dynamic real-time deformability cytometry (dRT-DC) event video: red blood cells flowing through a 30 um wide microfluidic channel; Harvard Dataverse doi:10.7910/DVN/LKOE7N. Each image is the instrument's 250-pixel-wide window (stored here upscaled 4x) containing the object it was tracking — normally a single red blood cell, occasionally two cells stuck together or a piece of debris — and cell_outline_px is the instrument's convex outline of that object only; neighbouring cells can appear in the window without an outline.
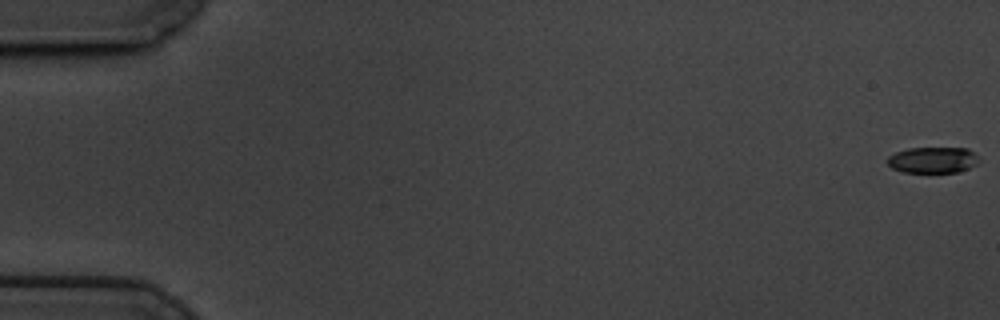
{"species": "common noctule bat (a hibernating species)", "species_latin": "Nyctalus noctula", "temperature_condition": "cold", "stored_images_in_passage": 60, "camera_frame_rate_fps": 3000, "um_per_image_px": 0.085, "animal": {"sex": "male", "body_mass_g": 19.5, "forearm_length_mm": 54.6}, "frame": {"image": 1, "passage_image": 1, "time_ms": 0.0, "image_size_px": [1000, 320], "cell_outline_px": [[980, 160], [976, 164], [968, 168], [956, 172], [904, 172], [892, 168], [888, 164], [888, 156], [896, 152], [908, 148], [968, 148]], "centroid_in_image_um": [79.28, 13.59], "position_along_channel_um": 5.7, "area_um2": 13.76}}
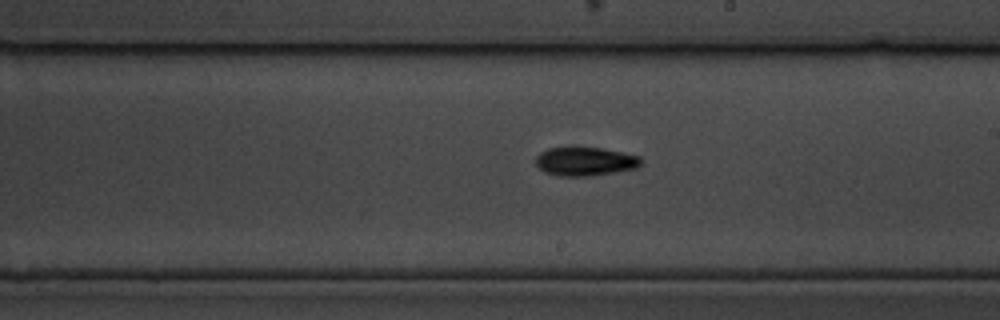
{"frame": {"image": 2, "passage_image": 35, "time_ms": 11.333, "image_size_px": [1000, 320], "cell_outline_px": [[644, 160], [636, 168], [616, 172], [592, 176], [560, 176], [544, 172], [536, 164], [536, 156], [540, 152], [548, 148], [600, 148], [640, 156]], "centroid_in_image_um": [49.74, 13.73], "position_along_channel_um": 239.3, "area_um2": 17.51}}
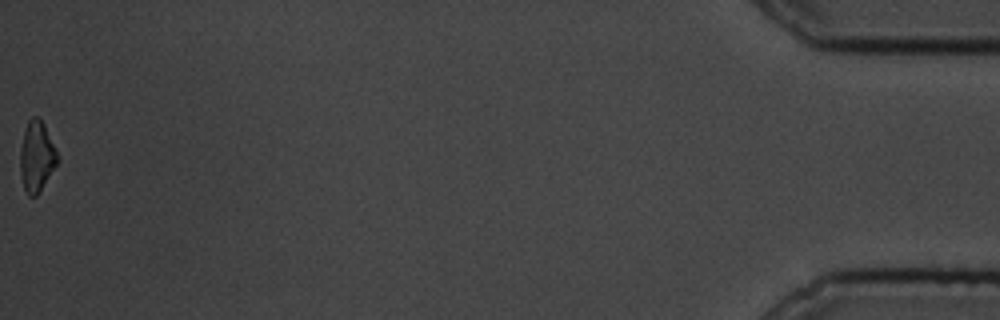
{"frame": {"image": 3, "passage_image": 60, "time_ms": 19.667, "image_size_px": [1000, 320], "cell_outline_px": [[60, 160], [36, 196], [28, 196], [24, 188], [20, 172], [20, 148], [24, 132], [28, 120], [32, 116], [40, 116], [44, 124]], "centroid_in_image_um": [3.11, 13.28], "position_along_channel_um": 432.1, "area_um2": 15.26}, "authors_computed_cell_mechanics": {"area_um2": 16.3863, "velocity_mm_per_s": 3.4513, "shape_relaxation_time_tau1_ms": 3.222, "shape_relaxation_time_tau2_ms": 10.068, "deformation_change_tau1": 0.1125, "deformation_change_tau2": 0.2056}}